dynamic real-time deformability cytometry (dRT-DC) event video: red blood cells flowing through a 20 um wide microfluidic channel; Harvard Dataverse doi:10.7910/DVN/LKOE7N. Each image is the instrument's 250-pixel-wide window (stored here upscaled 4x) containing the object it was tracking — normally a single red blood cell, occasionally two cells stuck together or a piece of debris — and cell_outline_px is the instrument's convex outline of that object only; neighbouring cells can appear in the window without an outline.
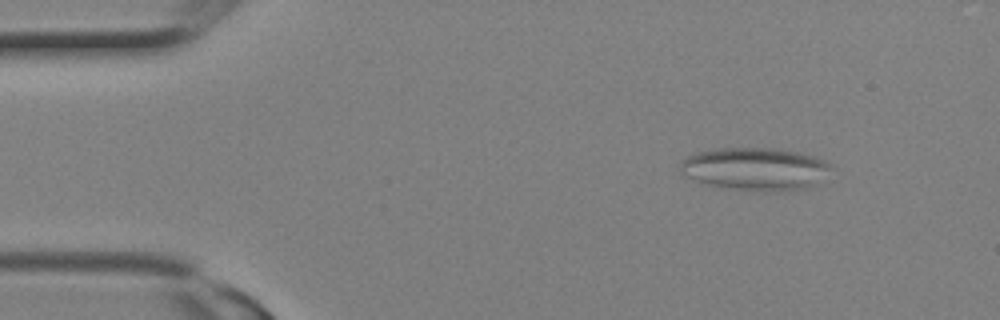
{"species": "Egyptian fruit bat (a non-hibernating species)", "species_latin": "Rousettus aegyptiacus", "temperature_condition": "room temperature", "stored_images_in_passage": 2, "camera_frame_rate_fps": 3000, "um_per_image_px": 0.085, "animal": {"sex": "female"}, "frame": {"image": 1, "passage_image": 1, "time_ms": 0.0, "image_size_px": [1000, 320], "cell_outline_px": [[836, 168], [820, 184], [808, 188], [784, 192], [744, 192], [708, 184], [684, 176], [680, 172], [680, 160], [688, 156], [700, 152], [720, 148], [776, 148], [800, 152], [816, 156], [828, 160]], "centroid_in_image_um": [64.33, 14.39], "position_along_channel_um": 20.7, "area_um2": 39.02}}